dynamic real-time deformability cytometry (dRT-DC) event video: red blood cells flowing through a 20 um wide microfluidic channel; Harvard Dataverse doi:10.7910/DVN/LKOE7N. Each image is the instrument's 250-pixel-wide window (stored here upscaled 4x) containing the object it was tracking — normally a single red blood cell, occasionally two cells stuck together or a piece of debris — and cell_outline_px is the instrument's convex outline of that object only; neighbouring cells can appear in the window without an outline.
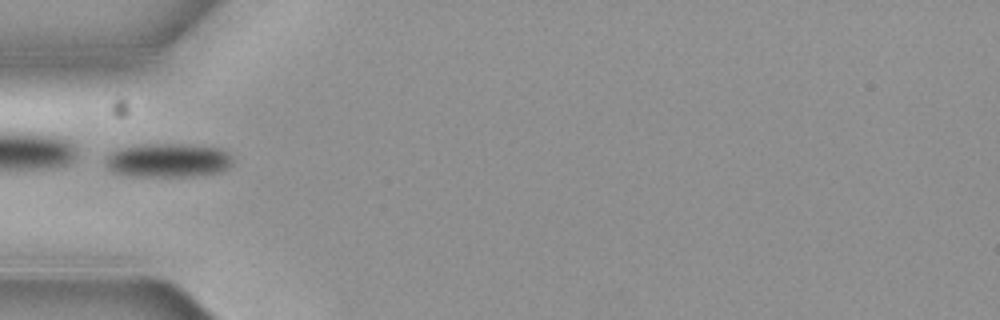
{"species": "common noctule bat (a hibernating species)", "species_latin": "Nyctalus noctula", "temperature_condition": "cold", "stored_images_in_passage": 4, "camera_frame_rate_fps": 3000, "um_per_image_px": 0.085, "animal": {"sex": "female", "body_mass_g": 19.3, "forearm_length_mm": 54.1}, "frame": {"image": 1, "passage_image": 3, "time_ms": 0.667, "image_size_px": [1000, 320], "cell_outline_px": [[232, 164], [216, 172], [184, 176], [144, 176], [116, 172], [108, 168], [108, 156], [116, 148], [140, 144], [192, 144], [220, 148], [228, 152], [232, 156]], "centroid_in_image_um": [14.32, 13.59], "position_along_channel_um": 70.7, "area_um2": 24.68}}
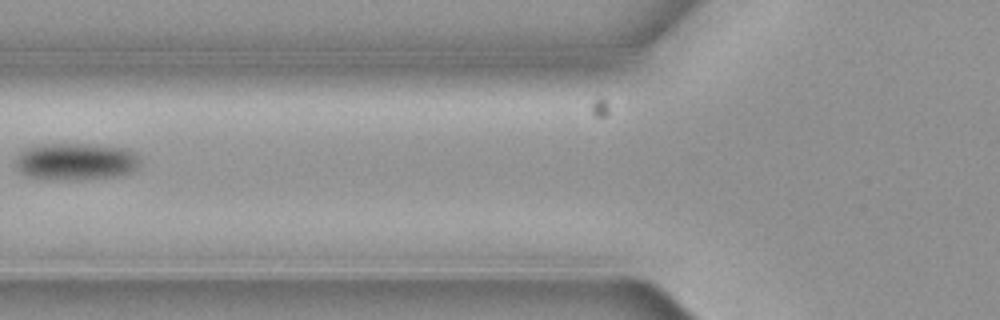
{"frame": {"image": 2, "passage_image": 4, "time_ms": 1.0, "image_size_px": [1000, 320], "cell_outline_px": [[140, 160], [136, 168], [132, 172], [116, 176], [76, 180], [44, 180], [28, 176], [20, 172], [16, 164], [16, 160], [20, 152], [24, 148], [40, 144], [88, 144], [120, 148], [136, 156]], "centroid_in_image_um": [6.36, 13.75], "position_along_channel_um": 119.4, "area_um2": 26.76}}